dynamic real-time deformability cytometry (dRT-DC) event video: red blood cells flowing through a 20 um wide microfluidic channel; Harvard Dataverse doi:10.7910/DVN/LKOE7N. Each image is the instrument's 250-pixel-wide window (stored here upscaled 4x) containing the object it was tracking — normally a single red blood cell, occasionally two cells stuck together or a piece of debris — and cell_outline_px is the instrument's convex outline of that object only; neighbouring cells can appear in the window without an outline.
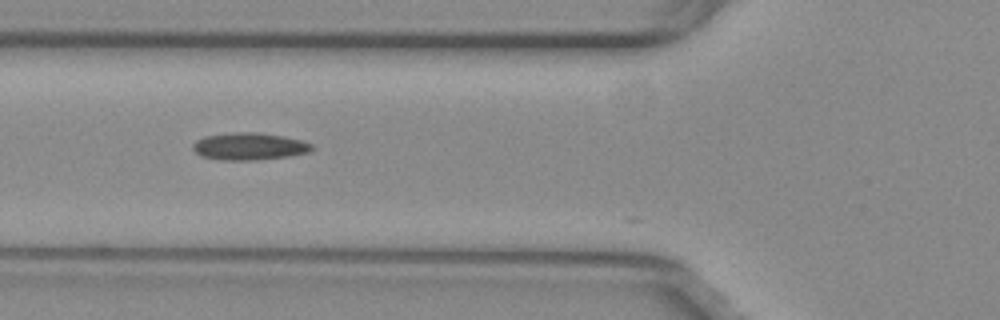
{"species": "common noctule bat (a hibernating species)", "species_latin": "Nyctalus noctula", "temperature_condition": "warm", "stored_images_in_passage": 9, "camera_frame_rate_fps": 3000, "um_per_image_px": 0.085, "animal": {"sex": "female", "body_mass_g": 29.2, "forearm_length_mm": 56.3}, "frame": {"image": 1, "passage_image": 3, "time_ms": 0.667, "image_size_px": [1000, 320], "cell_outline_px": [[312, 148], [308, 152], [288, 156], [256, 160], [224, 160], [200, 156], [192, 148], [192, 144], [196, 140], [204, 136], [236, 132], [260, 132], [300, 140], [312, 144]], "centroid_in_image_um": [21.13, 12.44], "position_along_channel_um": 104.7, "area_um2": 18.73}}
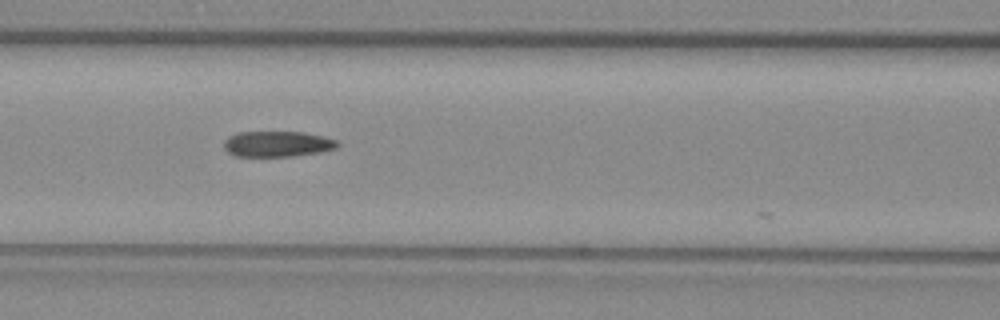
{"frame": {"image": 2, "passage_image": 6, "time_ms": 1.667, "image_size_px": [1000, 320], "cell_outline_px": [[340, 144], [336, 148], [320, 152], [292, 156], [236, 156], [228, 152], [224, 148], [224, 140], [228, 136], [240, 132], [304, 132], [324, 136], [336, 140]], "centroid_in_image_um": [23.58, 12.23], "position_along_channel_um": 143.0, "area_um2": 16.99}}